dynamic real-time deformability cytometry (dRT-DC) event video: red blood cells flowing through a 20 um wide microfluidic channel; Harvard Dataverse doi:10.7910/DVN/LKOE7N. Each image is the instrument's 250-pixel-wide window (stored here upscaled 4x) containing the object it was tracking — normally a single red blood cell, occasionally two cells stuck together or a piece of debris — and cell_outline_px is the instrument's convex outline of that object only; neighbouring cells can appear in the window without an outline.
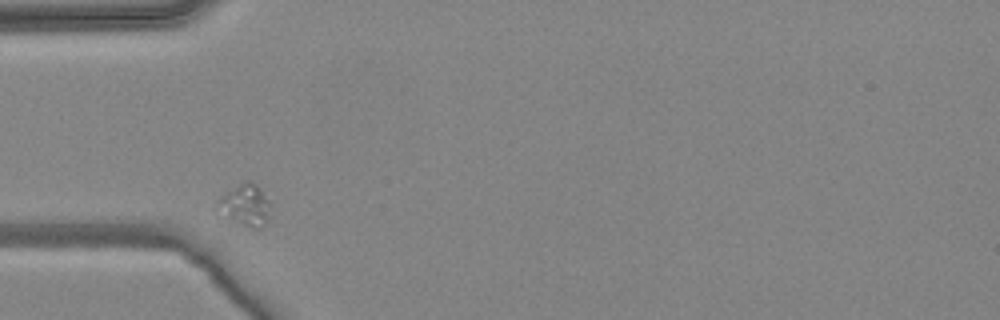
{"species": "common noctule bat (a hibernating species)", "species_latin": "Nyctalus noctula", "temperature_condition": "warm", "stored_images_in_passage": 9, "camera_frame_rate_fps": 3000, "um_per_image_px": 0.085, "animal": {"sex": "female", "body_mass_g": 24.6, "forearm_length_mm": 56.2}, "frame": {"image": 1, "passage_image": 1, "time_ms": 0.0, "image_size_px": [1000, 320], "cell_outline_px": [[272, 204], [264, 228], [252, 228], [228, 216], [220, 200], [228, 192], [244, 180], [252, 180], [256, 184]], "centroid_in_image_um": [21.03, 17.4], "position_along_channel_um": 64.0, "area_um2": 11.85}}
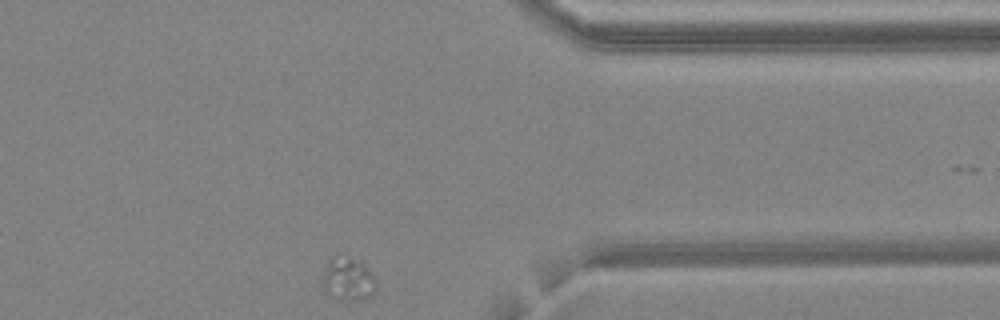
{"frame": {"image": 2, "passage_image": 9, "time_ms": 2.667, "image_size_px": [1000, 320], "cell_outline_px": [[376, 288], [368, 296], [344, 300], [324, 292], [324, 276], [328, 260], [332, 256], [352, 260], [364, 264], [372, 276], [376, 284]], "centroid_in_image_um": [29.56, 23.73], "position_along_channel_um": 381.8, "area_um2": 12.43}}